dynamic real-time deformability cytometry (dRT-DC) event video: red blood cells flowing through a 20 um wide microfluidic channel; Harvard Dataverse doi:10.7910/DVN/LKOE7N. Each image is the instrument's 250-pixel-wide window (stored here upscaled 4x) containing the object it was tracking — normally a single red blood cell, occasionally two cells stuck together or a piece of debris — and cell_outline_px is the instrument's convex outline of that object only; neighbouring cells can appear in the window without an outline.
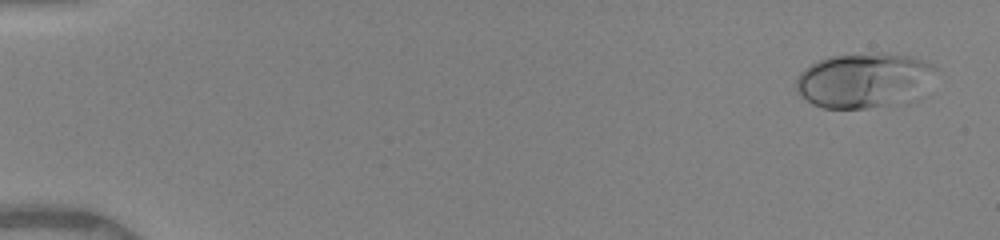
{"species": "human", "species_latin": "Homo sapiens", "temperature_condition": "warm", "stored_images_in_passage": 6, "camera_frame_rate_fps": 3000, "um_per_image_px": 0.085, "donor": {"sex": "female"}, "frame": {"image": 1, "passage_image": 1, "time_ms": 0.0, "image_size_px": [1000, 240], "cell_outline_px": [[940, 68], [920, 100], [908, 104], [868, 108], [824, 108], [812, 104], [800, 96], [796, 92], [796, 80], [800, 72], [804, 68], [820, 60], [832, 56], [912, 56], [936, 64]], "centroid_in_image_um": [73.56, 6.91], "position_along_channel_um": 11.4, "area_um2": 45.2}}
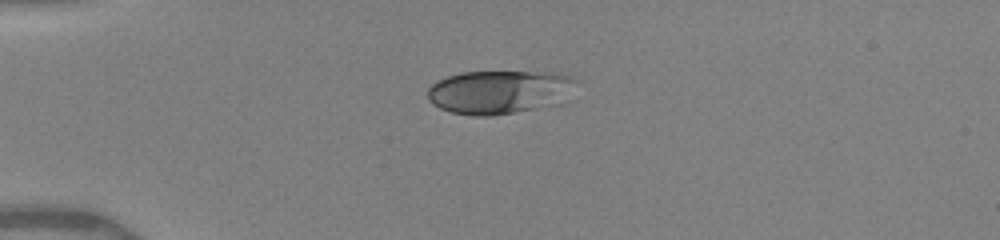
{"frame": {"image": 2, "passage_image": 5, "time_ms": 3.667, "image_size_px": [1000, 240], "cell_outline_px": [[580, 80], [568, 104], [488, 116], [472, 116], [452, 112], [440, 108], [432, 104], [428, 100], [428, 88], [436, 80], [460, 72], [552, 72], [572, 76]], "centroid_in_image_um": [42.59, 7.82], "position_along_channel_um": 42.4, "area_um2": 38.96}}